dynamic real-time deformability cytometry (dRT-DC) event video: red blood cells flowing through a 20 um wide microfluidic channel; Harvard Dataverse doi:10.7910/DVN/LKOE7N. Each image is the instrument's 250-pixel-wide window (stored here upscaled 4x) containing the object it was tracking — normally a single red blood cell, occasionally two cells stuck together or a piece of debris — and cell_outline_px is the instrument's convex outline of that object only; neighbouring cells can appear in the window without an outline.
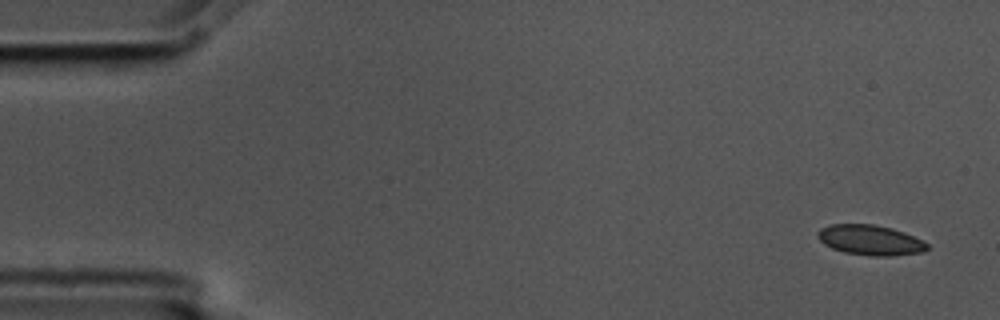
{"species": "common noctule bat (a hibernating species)", "species_latin": "Nyctalus noctula", "temperature_condition": "cold", "stored_images_in_passage": 4, "camera_frame_rate_fps": 3000, "um_per_image_px": 0.085, "animal": {"sex": "male", "body_mass_g": 17.5, "forearm_length_mm": 52.3}, "frame": {"image": 1, "passage_image": 1, "time_ms": 0.0, "image_size_px": [1000, 320], "cell_outline_px": [[928, 248], [924, 252], [892, 256], [872, 256], [844, 252], [832, 248], [824, 244], [820, 240], [816, 232], [820, 228], [828, 224], [872, 224], [892, 228], [904, 232], [928, 244]], "centroid_in_image_um": [73.95, 20.4], "position_along_channel_um": 11.1, "area_um2": 19.25}}